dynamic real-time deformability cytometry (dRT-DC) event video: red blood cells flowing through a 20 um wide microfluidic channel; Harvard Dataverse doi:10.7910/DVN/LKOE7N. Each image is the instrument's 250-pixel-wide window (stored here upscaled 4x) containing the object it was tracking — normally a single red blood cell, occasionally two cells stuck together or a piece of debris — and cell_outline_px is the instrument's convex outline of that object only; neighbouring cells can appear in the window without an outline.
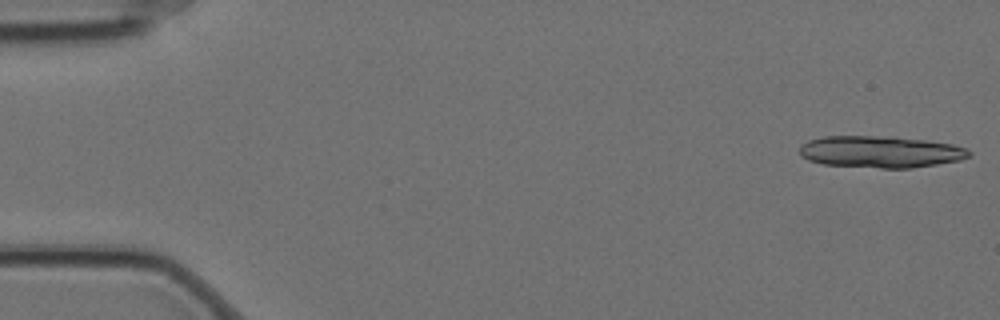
{"species": "Egyptian fruit bat (a non-hibernating species)", "species_latin": "Rousettus aegyptiacus", "temperature_condition": "cold", "stored_images_in_passage": 6, "segment_of_instrument_passage": [1, 2], "camera_frame_rate_fps": 3000, "um_per_image_px": 0.085, "animal": {"sex": "female"}, "frame": {"image": 1, "passage_image": 1, "time_ms": 0.0, "image_size_px": [1000, 320], "cell_outline_px": [[972, 152], [968, 156], [960, 160], [912, 168], [880, 168], [824, 164], [808, 160], [800, 156], [800, 144], [808, 140], [824, 136], [892, 136], [924, 140], [952, 144], [968, 148]], "centroid_in_image_um": [74.82, 12.9], "position_along_channel_um": 10.2, "area_um2": 31.5}}